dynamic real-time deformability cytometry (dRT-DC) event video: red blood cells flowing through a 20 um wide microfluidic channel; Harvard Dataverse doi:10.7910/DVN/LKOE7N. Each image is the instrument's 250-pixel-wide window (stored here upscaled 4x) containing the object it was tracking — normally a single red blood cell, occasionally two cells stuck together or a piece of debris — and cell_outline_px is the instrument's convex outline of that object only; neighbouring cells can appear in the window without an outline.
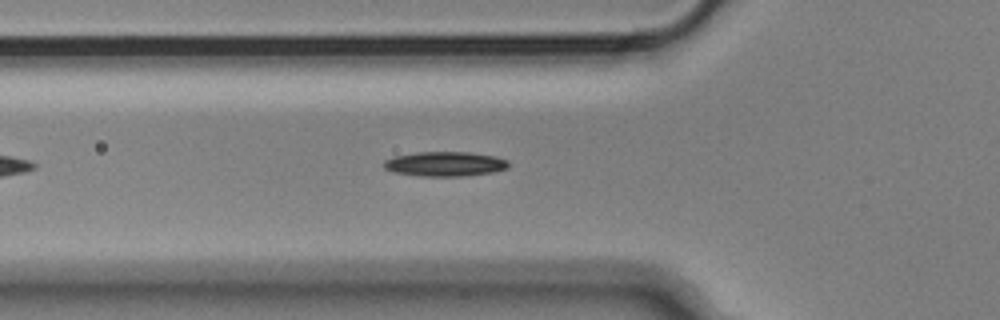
{"species": "Egyptian fruit bat (a non-hibernating species)", "species_latin": "Rousettus aegyptiacus", "temperature_condition": "cold", "stored_images_in_passage": 39, "camera_frame_rate_fps": 3000, "um_per_image_px": 0.085, "animal": {"sex": "male"}, "frame": {"image": 1, "passage_image": 2, "time_ms": 0.333, "image_size_px": [1000, 320], "cell_outline_px": [[508, 168], [492, 172], [460, 176], [424, 176], [392, 172], [384, 168], [384, 160], [392, 156], [416, 152], [468, 152], [496, 156], [508, 160]], "centroid_in_image_um": [37.8, 13.92], "position_along_channel_um": 88.0, "area_um2": 17.92}}
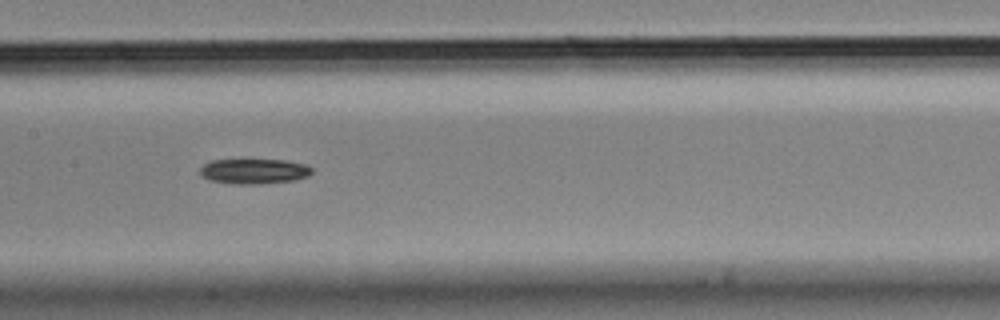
{"frame": {"image": 2, "passage_image": 10, "time_ms": 3.0, "image_size_px": [1000, 320], "cell_outline_px": [[312, 172], [308, 176], [292, 180], [260, 184], [236, 184], [208, 180], [200, 176], [200, 168], [204, 164], [212, 160], [288, 160], [308, 164], [312, 168]], "centroid_in_image_um": [21.59, 14.55], "position_along_channel_um": 185.8, "area_um2": 16.47}}
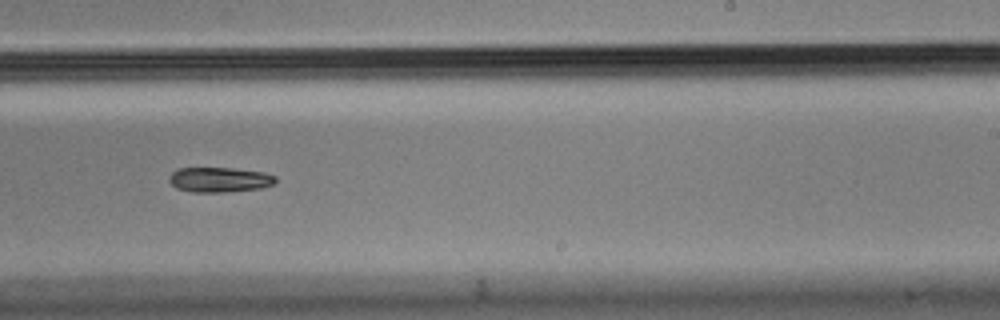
{"frame": {"image": 3, "passage_image": 17, "time_ms": 5.333, "image_size_px": [1000, 320], "cell_outline_px": [[276, 180], [272, 184], [260, 188], [224, 192], [192, 192], [176, 188], [168, 180], [168, 176], [176, 168], [232, 168], [264, 172], [276, 176]], "centroid_in_image_um": [18.61, 15.26], "position_along_channel_um": 270.4, "area_um2": 15.49}}